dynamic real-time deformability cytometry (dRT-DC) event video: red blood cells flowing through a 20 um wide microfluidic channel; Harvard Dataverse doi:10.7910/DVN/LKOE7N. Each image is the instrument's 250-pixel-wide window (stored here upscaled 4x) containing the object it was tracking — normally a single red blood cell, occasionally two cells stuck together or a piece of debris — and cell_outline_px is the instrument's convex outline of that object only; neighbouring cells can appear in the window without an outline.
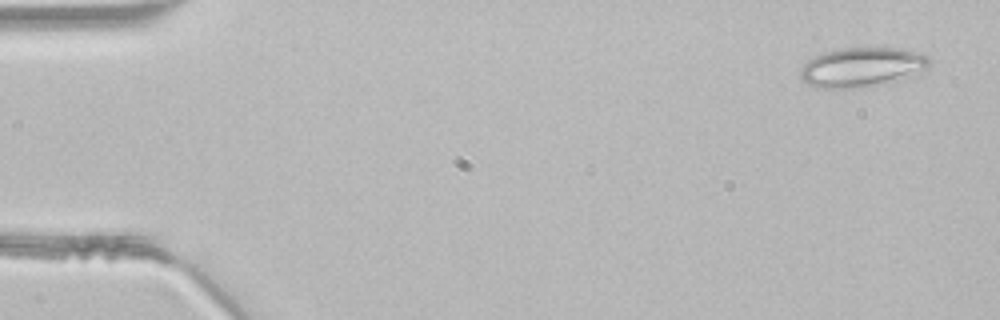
{"species": "common noctule bat (a hibernating species)", "species_latin": "Nyctalus noctula", "temperature_condition": "room temperature", "stored_images_in_passage": 45, "camera_frame_rate_fps": 3000, "um_per_image_px": 0.085, "animal": {"sex": "male", "body_mass_g": 21.5, "forearm_length_mm": 52.0}, "frame": {"image": 1, "passage_image": 2, "time_ms": 0.333, "image_size_px": [1000, 320], "cell_outline_px": [[928, 64], [924, 68], [908, 76], [896, 80], [860, 88], [816, 88], [808, 84], [800, 76], [800, 68], [808, 60], [824, 52], [840, 48], [904, 48], [920, 52], [928, 56]], "centroid_in_image_um": [73.21, 5.7], "position_along_channel_um": 11.8, "area_um2": 29.36}}
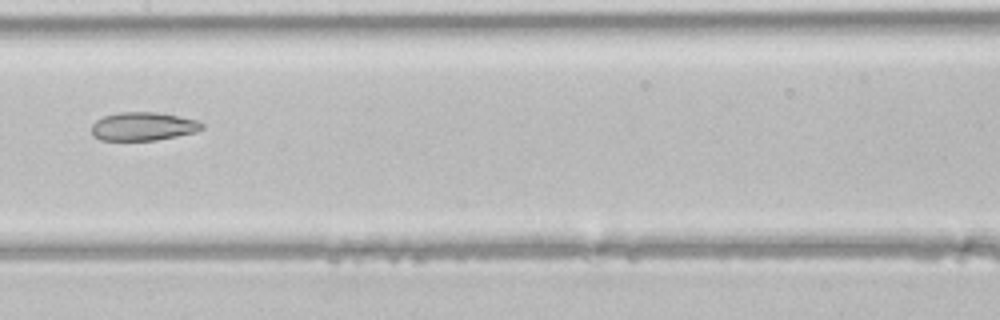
{"frame": {"image": 2, "passage_image": 23, "time_ms": 7.333, "image_size_px": [1000, 320], "cell_outline_px": [[204, 128], [196, 132], [156, 140], [100, 140], [92, 136], [92, 124], [96, 120], [104, 116], [120, 112], [156, 112], [196, 120], [204, 124]], "centroid_in_image_um": [12.15, 10.75], "position_along_channel_um": 195.3, "area_um2": 18.21}}
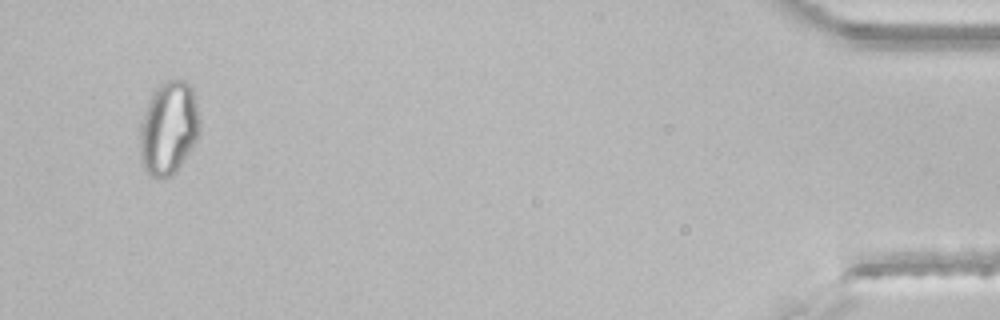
{"frame": {"image": 3, "passage_image": 44, "time_ms": 14.333, "image_size_px": [1000, 320], "cell_outline_px": [[200, 132], [196, 140], [176, 172], [172, 176], [164, 180], [160, 180], [144, 172], [140, 160], [140, 132], [144, 112], [152, 92], [160, 84], [168, 80], [184, 80], [192, 84], [200, 120]], "centroid_in_image_um": [14.33, 10.92], "position_along_channel_um": 420.9, "area_um2": 33.0}}